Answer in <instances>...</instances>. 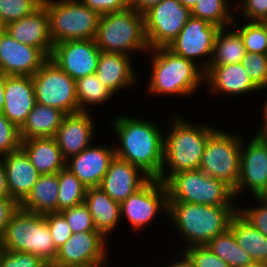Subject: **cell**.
<instances>
[{
	"label": "cell",
	"mask_w": 267,
	"mask_h": 267,
	"mask_svg": "<svg viewBox=\"0 0 267 267\" xmlns=\"http://www.w3.org/2000/svg\"><path fill=\"white\" fill-rule=\"evenodd\" d=\"M125 116L115 115L110 122L120 143L114 145L115 156L157 179L163 165L164 131L150 119Z\"/></svg>",
	"instance_id": "cell-1"
},
{
	"label": "cell",
	"mask_w": 267,
	"mask_h": 267,
	"mask_svg": "<svg viewBox=\"0 0 267 267\" xmlns=\"http://www.w3.org/2000/svg\"><path fill=\"white\" fill-rule=\"evenodd\" d=\"M164 130V157L160 176L166 182L173 174L199 169L208 138L218 129L204 123H190L176 111ZM168 169V171L166 170Z\"/></svg>",
	"instance_id": "cell-2"
},
{
	"label": "cell",
	"mask_w": 267,
	"mask_h": 267,
	"mask_svg": "<svg viewBox=\"0 0 267 267\" xmlns=\"http://www.w3.org/2000/svg\"><path fill=\"white\" fill-rule=\"evenodd\" d=\"M151 75L147 82L150 96H193L205 82V71L195 62L175 54L168 47L149 49ZM202 83V84H201Z\"/></svg>",
	"instance_id": "cell-3"
},
{
	"label": "cell",
	"mask_w": 267,
	"mask_h": 267,
	"mask_svg": "<svg viewBox=\"0 0 267 267\" xmlns=\"http://www.w3.org/2000/svg\"><path fill=\"white\" fill-rule=\"evenodd\" d=\"M238 206H212L182 201H169L168 221L185 240L184 248L206 245L225 232Z\"/></svg>",
	"instance_id": "cell-4"
},
{
	"label": "cell",
	"mask_w": 267,
	"mask_h": 267,
	"mask_svg": "<svg viewBox=\"0 0 267 267\" xmlns=\"http://www.w3.org/2000/svg\"><path fill=\"white\" fill-rule=\"evenodd\" d=\"M95 43L101 52L132 53L148 52L143 14L133 8L100 15ZM146 52V53H145Z\"/></svg>",
	"instance_id": "cell-5"
},
{
	"label": "cell",
	"mask_w": 267,
	"mask_h": 267,
	"mask_svg": "<svg viewBox=\"0 0 267 267\" xmlns=\"http://www.w3.org/2000/svg\"><path fill=\"white\" fill-rule=\"evenodd\" d=\"M0 248L34 254L49 265L54 262L58 250L44 215L30 213L20 208L7 224L0 238Z\"/></svg>",
	"instance_id": "cell-6"
},
{
	"label": "cell",
	"mask_w": 267,
	"mask_h": 267,
	"mask_svg": "<svg viewBox=\"0 0 267 267\" xmlns=\"http://www.w3.org/2000/svg\"><path fill=\"white\" fill-rule=\"evenodd\" d=\"M53 45L67 40L94 39L100 14L79 0H42Z\"/></svg>",
	"instance_id": "cell-7"
},
{
	"label": "cell",
	"mask_w": 267,
	"mask_h": 267,
	"mask_svg": "<svg viewBox=\"0 0 267 267\" xmlns=\"http://www.w3.org/2000/svg\"><path fill=\"white\" fill-rule=\"evenodd\" d=\"M165 185L169 201L212 206H238L233 189L200 169L173 174Z\"/></svg>",
	"instance_id": "cell-8"
},
{
	"label": "cell",
	"mask_w": 267,
	"mask_h": 267,
	"mask_svg": "<svg viewBox=\"0 0 267 267\" xmlns=\"http://www.w3.org/2000/svg\"><path fill=\"white\" fill-rule=\"evenodd\" d=\"M243 135L217 129L207 140L199 169L217 178L233 190L240 175V156Z\"/></svg>",
	"instance_id": "cell-9"
},
{
	"label": "cell",
	"mask_w": 267,
	"mask_h": 267,
	"mask_svg": "<svg viewBox=\"0 0 267 267\" xmlns=\"http://www.w3.org/2000/svg\"><path fill=\"white\" fill-rule=\"evenodd\" d=\"M36 103L65 114L78 112L75 80L48 59L32 76Z\"/></svg>",
	"instance_id": "cell-10"
},
{
	"label": "cell",
	"mask_w": 267,
	"mask_h": 267,
	"mask_svg": "<svg viewBox=\"0 0 267 267\" xmlns=\"http://www.w3.org/2000/svg\"><path fill=\"white\" fill-rule=\"evenodd\" d=\"M168 211L167 187L156 178H151L142 188L120 203L121 217L126 218L132 230L137 232L151 225L158 213L162 212L167 216Z\"/></svg>",
	"instance_id": "cell-11"
},
{
	"label": "cell",
	"mask_w": 267,
	"mask_h": 267,
	"mask_svg": "<svg viewBox=\"0 0 267 267\" xmlns=\"http://www.w3.org/2000/svg\"><path fill=\"white\" fill-rule=\"evenodd\" d=\"M191 17V11L178 0H163L143 13L149 49L167 47Z\"/></svg>",
	"instance_id": "cell-12"
},
{
	"label": "cell",
	"mask_w": 267,
	"mask_h": 267,
	"mask_svg": "<svg viewBox=\"0 0 267 267\" xmlns=\"http://www.w3.org/2000/svg\"><path fill=\"white\" fill-rule=\"evenodd\" d=\"M108 240L99 231L73 233L58 248L56 258L50 266L110 267V261L106 258L109 251Z\"/></svg>",
	"instance_id": "cell-13"
},
{
	"label": "cell",
	"mask_w": 267,
	"mask_h": 267,
	"mask_svg": "<svg viewBox=\"0 0 267 267\" xmlns=\"http://www.w3.org/2000/svg\"><path fill=\"white\" fill-rule=\"evenodd\" d=\"M219 29V26L191 16L178 36L167 47L175 54L195 62L206 71L213 55Z\"/></svg>",
	"instance_id": "cell-14"
},
{
	"label": "cell",
	"mask_w": 267,
	"mask_h": 267,
	"mask_svg": "<svg viewBox=\"0 0 267 267\" xmlns=\"http://www.w3.org/2000/svg\"><path fill=\"white\" fill-rule=\"evenodd\" d=\"M241 144L240 175L233 190L235 198L249 190L253 196H259L267 187V139L253 135L249 141ZM247 143V144H245Z\"/></svg>",
	"instance_id": "cell-15"
},
{
	"label": "cell",
	"mask_w": 267,
	"mask_h": 267,
	"mask_svg": "<svg viewBox=\"0 0 267 267\" xmlns=\"http://www.w3.org/2000/svg\"><path fill=\"white\" fill-rule=\"evenodd\" d=\"M100 53L94 39L67 40L53 45L49 59L77 80L96 72Z\"/></svg>",
	"instance_id": "cell-16"
},
{
	"label": "cell",
	"mask_w": 267,
	"mask_h": 267,
	"mask_svg": "<svg viewBox=\"0 0 267 267\" xmlns=\"http://www.w3.org/2000/svg\"><path fill=\"white\" fill-rule=\"evenodd\" d=\"M49 58L36 47L20 43L4 32L0 37V72L33 76Z\"/></svg>",
	"instance_id": "cell-17"
},
{
	"label": "cell",
	"mask_w": 267,
	"mask_h": 267,
	"mask_svg": "<svg viewBox=\"0 0 267 267\" xmlns=\"http://www.w3.org/2000/svg\"><path fill=\"white\" fill-rule=\"evenodd\" d=\"M91 112L79 111L66 114L54 139L65 161L79 154L93 144L95 121Z\"/></svg>",
	"instance_id": "cell-18"
},
{
	"label": "cell",
	"mask_w": 267,
	"mask_h": 267,
	"mask_svg": "<svg viewBox=\"0 0 267 267\" xmlns=\"http://www.w3.org/2000/svg\"><path fill=\"white\" fill-rule=\"evenodd\" d=\"M151 179L139 167L114 157L99 187L114 201L121 203Z\"/></svg>",
	"instance_id": "cell-19"
},
{
	"label": "cell",
	"mask_w": 267,
	"mask_h": 267,
	"mask_svg": "<svg viewBox=\"0 0 267 267\" xmlns=\"http://www.w3.org/2000/svg\"><path fill=\"white\" fill-rule=\"evenodd\" d=\"M91 145L66 161V167L88 188L99 187L111 160L114 144Z\"/></svg>",
	"instance_id": "cell-20"
},
{
	"label": "cell",
	"mask_w": 267,
	"mask_h": 267,
	"mask_svg": "<svg viewBox=\"0 0 267 267\" xmlns=\"http://www.w3.org/2000/svg\"><path fill=\"white\" fill-rule=\"evenodd\" d=\"M36 104L31 76L5 75L4 116L21 128Z\"/></svg>",
	"instance_id": "cell-21"
},
{
	"label": "cell",
	"mask_w": 267,
	"mask_h": 267,
	"mask_svg": "<svg viewBox=\"0 0 267 267\" xmlns=\"http://www.w3.org/2000/svg\"><path fill=\"white\" fill-rule=\"evenodd\" d=\"M205 85L210 95L240 96L260 91L247 75L241 63L209 66L205 71Z\"/></svg>",
	"instance_id": "cell-22"
},
{
	"label": "cell",
	"mask_w": 267,
	"mask_h": 267,
	"mask_svg": "<svg viewBox=\"0 0 267 267\" xmlns=\"http://www.w3.org/2000/svg\"><path fill=\"white\" fill-rule=\"evenodd\" d=\"M5 32L26 45L39 48L48 58L53 49L49 35V18L41 5L32 14L5 25Z\"/></svg>",
	"instance_id": "cell-23"
},
{
	"label": "cell",
	"mask_w": 267,
	"mask_h": 267,
	"mask_svg": "<svg viewBox=\"0 0 267 267\" xmlns=\"http://www.w3.org/2000/svg\"><path fill=\"white\" fill-rule=\"evenodd\" d=\"M10 197L20 204L40 177L25 151L20 147L2 157Z\"/></svg>",
	"instance_id": "cell-24"
},
{
	"label": "cell",
	"mask_w": 267,
	"mask_h": 267,
	"mask_svg": "<svg viewBox=\"0 0 267 267\" xmlns=\"http://www.w3.org/2000/svg\"><path fill=\"white\" fill-rule=\"evenodd\" d=\"M132 57L127 54L101 52L95 74L115 95L137 84Z\"/></svg>",
	"instance_id": "cell-25"
},
{
	"label": "cell",
	"mask_w": 267,
	"mask_h": 267,
	"mask_svg": "<svg viewBox=\"0 0 267 267\" xmlns=\"http://www.w3.org/2000/svg\"><path fill=\"white\" fill-rule=\"evenodd\" d=\"M84 203L89 209L96 230L108 239L122 223L120 203L114 201L100 187L88 188Z\"/></svg>",
	"instance_id": "cell-26"
},
{
	"label": "cell",
	"mask_w": 267,
	"mask_h": 267,
	"mask_svg": "<svg viewBox=\"0 0 267 267\" xmlns=\"http://www.w3.org/2000/svg\"><path fill=\"white\" fill-rule=\"evenodd\" d=\"M20 147L40 175L58 173L66 166L54 137L21 139Z\"/></svg>",
	"instance_id": "cell-27"
},
{
	"label": "cell",
	"mask_w": 267,
	"mask_h": 267,
	"mask_svg": "<svg viewBox=\"0 0 267 267\" xmlns=\"http://www.w3.org/2000/svg\"><path fill=\"white\" fill-rule=\"evenodd\" d=\"M59 181L58 174L40 175L19 208L36 214L57 212Z\"/></svg>",
	"instance_id": "cell-28"
},
{
	"label": "cell",
	"mask_w": 267,
	"mask_h": 267,
	"mask_svg": "<svg viewBox=\"0 0 267 267\" xmlns=\"http://www.w3.org/2000/svg\"><path fill=\"white\" fill-rule=\"evenodd\" d=\"M65 115L57 108L36 103L19 129L20 138L54 137Z\"/></svg>",
	"instance_id": "cell-29"
},
{
	"label": "cell",
	"mask_w": 267,
	"mask_h": 267,
	"mask_svg": "<svg viewBox=\"0 0 267 267\" xmlns=\"http://www.w3.org/2000/svg\"><path fill=\"white\" fill-rule=\"evenodd\" d=\"M229 229L237 244L251 257L253 262L267 263V237L245 220L238 212L232 217Z\"/></svg>",
	"instance_id": "cell-30"
},
{
	"label": "cell",
	"mask_w": 267,
	"mask_h": 267,
	"mask_svg": "<svg viewBox=\"0 0 267 267\" xmlns=\"http://www.w3.org/2000/svg\"><path fill=\"white\" fill-rule=\"evenodd\" d=\"M227 29V30H226ZM232 31L221 27L215 38L213 55L209 66H221L240 63L246 54V49L239 32L232 26Z\"/></svg>",
	"instance_id": "cell-31"
},
{
	"label": "cell",
	"mask_w": 267,
	"mask_h": 267,
	"mask_svg": "<svg viewBox=\"0 0 267 267\" xmlns=\"http://www.w3.org/2000/svg\"><path fill=\"white\" fill-rule=\"evenodd\" d=\"M75 87L78 112H89L92 105L98 106L105 104L109 100L111 101L112 97L115 95L99 80L95 73L75 80Z\"/></svg>",
	"instance_id": "cell-32"
},
{
	"label": "cell",
	"mask_w": 267,
	"mask_h": 267,
	"mask_svg": "<svg viewBox=\"0 0 267 267\" xmlns=\"http://www.w3.org/2000/svg\"><path fill=\"white\" fill-rule=\"evenodd\" d=\"M206 246L230 267H246L253 262L250 255L237 244L229 228L215 236Z\"/></svg>",
	"instance_id": "cell-33"
},
{
	"label": "cell",
	"mask_w": 267,
	"mask_h": 267,
	"mask_svg": "<svg viewBox=\"0 0 267 267\" xmlns=\"http://www.w3.org/2000/svg\"><path fill=\"white\" fill-rule=\"evenodd\" d=\"M57 174L59 181L57 212L82 204L85 200L88 187L66 166Z\"/></svg>",
	"instance_id": "cell-34"
},
{
	"label": "cell",
	"mask_w": 267,
	"mask_h": 267,
	"mask_svg": "<svg viewBox=\"0 0 267 267\" xmlns=\"http://www.w3.org/2000/svg\"><path fill=\"white\" fill-rule=\"evenodd\" d=\"M228 0H197V3L191 10V16L202 19L210 24L221 27H231L235 16L234 10L229 6Z\"/></svg>",
	"instance_id": "cell-35"
},
{
	"label": "cell",
	"mask_w": 267,
	"mask_h": 267,
	"mask_svg": "<svg viewBox=\"0 0 267 267\" xmlns=\"http://www.w3.org/2000/svg\"><path fill=\"white\" fill-rule=\"evenodd\" d=\"M236 20L231 26L239 32L246 52L267 54V22L246 21L240 27Z\"/></svg>",
	"instance_id": "cell-36"
},
{
	"label": "cell",
	"mask_w": 267,
	"mask_h": 267,
	"mask_svg": "<svg viewBox=\"0 0 267 267\" xmlns=\"http://www.w3.org/2000/svg\"><path fill=\"white\" fill-rule=\"evenodd\" d=\"M42 5V0H0V22L7 25L32 14Z\"/></svg>",
	"instance_id": "cell-37"
},
{
	"label": "cell",
	"mask_w": 267,
	"mask_h": 267,
	"mask_svg": "<svg viewBox=\"0 0 267 267\" xmlns=\"http://www.w3.org/2000/svg\"><path fill=\"white\" fill-rule=\"evenodd\" d=\"M240 63L252 82L264 90L267 86V54L246 52Z\"/></svg>",
	"instance_id": "cell-38"
},
{
	"label": "cell",
	"mask_w": 267,
	"mask_h": 267,
	"mask_svg": "<svg viewBox=\"0 0 267 267\" xmlns=\"http://www.w3.org/2000/svg\"><path fill=\"white\" fill-rule=\"evenodd\" d=\"M60 213L65 217L73 233L97 231L89 209L84 202Z\"/></svg>",
	"instance_id": "cell-39"
},
{
	"label": "cell",
	"mask_w": 267,
	"mask_h": 267,
	"mask_svg": "<svg viewBox=\"0 0 267 267\" xmlns=\"http://www.w3.org/2000/svg\"><path fill=\"white\" fill-rule=\"evenodd\" d=\"M42 258L31 253L14 252L0 248V267H49Z\"/></svg>",
	"instance_id": "cell-40"
},
{
	"label": "cell",
	"mask_w": 267,
	"mask_h": 267,
	"mask_svg": "<svg viewBox=\"0 0 267 267\" xmlns=\"http://www.w3.org/2000/svg\"><path fill=\"white\" fill-rule=\"evenodd\" d=\"M21 146L19 128L0 113V157L16 151Z\"/></svg>",
	"instance_id": "cell-41"
},
{
	"label": "cell",
	"mask_w": 267,
	"mask_h": 267,
	"mask_svg": "<svg viewBox=\"0 0 267 267\" xmlns=\"http://www.w3.org/2000/svg\"><path fill=\"white\" fill-rule=\"evenodd\" d=\"M256 199L255 203L259 202L254 207L238 206L237 212L247 220L257 230L262 232L267 237V201L259 196H252Z\"/></svg>",
	"instance_id": "cell-42"
},
{
	"label": "cell",
	"mask_w": 267,
	"mask_h": 267,
	"mask_svg": "<svg viewBox=\"0 0 267 267\" xmlns=\"http://www.w3.org/2000/svg\"><path fill=\"white\" fill-rule=\"evenodd\" d=\"M182 251L190 258L195 267H230L206 245L190 246Z\"/></svg>",
	"instance_id": "cell-43"
},
{
	"label": "cell",
	"mask_w": 267,
	"mask_h": 267,
	"mask_svg": "<svg viewBox=\"0 0 267 267\" xmlns=\"http://www.w3.org/2000/svg\"><path fill=\"white\" fill-rule=\"evenodd\" d=\"M44 217L50 229L54 245L58 249L71 237L73 232L60 212L46 213Z\"/></svg>",
	"instance_id": "cell-44"
},
{
	"label": "cell",
	"mask_w": 267,
	"mask_h": 267,
	"mask_svg": "<svg viewBox=\"0 0 267 267\" xmlns=\"http://www.w3.org/2000/svg\"><path fill=\"white\" fill-rule=\"evenodd\" d=\"M236 3L233 8L237 13L241 11L242 20L267 22V0H240Z\"/></svg>",
	"instance_id": "cell-45"
},
{
	"label": "cell",
	"mask_w": 267,
	"mask_h": 267,
	"mask_svg": "<svg viewBox=\"0 0 267 267\" xmlns=\"http://www.w3.org/2000/svg\"><path fill=\"white\" fill-rule=\"evenodd\" d=\"M100 15L119 12L129 8V0H79Z\"/></svg>",
	"instance_id": "cell-46"
},
{
	"label": "cell",
	"mask_w": 267,
	"mask_h": 267,
	"mask_svg": "<svg viewBox=\"0 0 267 267\" xmlns=\"http://www.w3.org/2000/svg\"><path fill=\"white\" fill-rule=\"evenodd\" d=\"M18 208L19 204L12 198H0V238L4 234L12 215Z\"/></svg>",
	"instance_id": "cell-47"
},
{
	"label": "cell",
	"mask_w": 267,
	"mask_h": 267,
	"mask_svg": "<svg viewBox=\"0 0 267 267\" xmlns=\"http://www.w3.org/2000/svg\"><path fill=\"white\" fill-rule=\"evenodd\" d=\"M163 0H129L130 8H133L137 12L143 14L149 8L160 3Z\"/></svg>",
	"instance_id": "cell-48"
},
{
	"label": "cell",
	"mask_w": 267,
	"mask_h": 267,
	"mask_svg": "<svg viewBox=\"0 0 267 267\" xmlns=\"http://www.w3.org/2000/svg\"><path fill=\"white\" fill-rule=\"evenodd\" d=\"M0 198H11L7 186L6 171L2 157H0Z\"/></svg>",
	"instance_id": "cell-49"
},
{
	"label": "cell",
	"mask_w": 267,
	"mask_h": 267,
	"mask_svg": "<svg viewBox=\"0 0 267 267\" xmlns=\"http://www.w3.org/2000/svg\"><path fill=\"white\" fill-rule=\"evenodd\" d=\"M263 109L261 111H263V122L262 125L258 126V129L255 132V135H257L260 138H264L267 139V101L264 102V105H262Z\"/></svg>",
	"instance_id": "cell-50"
},
{
	"label": "cell",
	"mask_w": 267,
	"mask_h": 267,
	"mask_svg": "<svg viewBox=\"0 0 267 267\" xmlns=\"http://www.w3.org/2000/svg\"><path fill=\"white\" fill-rule=\"evenodd\" d=\"M182 254H180L181 259H176L173 262H170L167 264V267H195L194 263L190 260V258L183 252L181 251ZM164 266V267H166Z\"/></svg>",
	"instance_id": "cell-51"
},
{
	"label": "cell",
	"mask_w": 267,
	"mask_h": 267,
	"mask_svg": "<svg viewBox=\"0 0 267 267\" xmlns=\"http://www.w3.org/2000/svg\"><path fill=\"white\" fill-rule=\"evenodd\" d=\"M5 74L0 72V113L4 110Z\"/></svg>",
	"instance_id": "cell-52"
},
{
	"label": "cell",
	"mask_w": 267,
	"mask_h": 267,
	"mask_svg": "<svg viewBox=\"0 0 267 267\" xmlns=\"http://www.w3.org/2000/svg\"><path fill=\"white\" fill-rule=\"evenodd\" d=\"M183 6L188 8L190 11L197 3V0H178Z\"/></svg>",
	"instance_id": "cell-53"
},
{
	"label": "cell",
	"mask_w": 267,
	"mask_h": 267,
	"mask_svg": "<svg viewBox=\"0 0 267 267\" xmlns=\"http://www.w3.org/2000/svg\"><path fill=\"white\" fill-rule=\"evenodd\" d=\"M246 267H267V263L266 262L255 261V262H252L250 265H248Z\"/></svg>",
	"instance_id": "cell-54"
},
{
	"label": "cell",
	"mask_w": 267,
	"mask_h": 267,
	"mask_svg": "<svg viewBox=\"0 0 267 267\" xmlns=\"http://www.w3.org/2000/svg\"><path fill=\"white\" fill-rule=\"evenodd\" d=\"M259 197H261L262 199L267 201V187L265 188V190L259 195Z\"/></svg>",
	"instance_id": "cell-55"
},
{
	"label": "cell",
	"mask_w": 267,
	"mask_h": 267,
	"mask_svg": "<svg viewBox=\"0 0 267 267\" xmlns=\"http://www.w3.org/2000/svg\"><path fill=\"white\" fill-rule=\"evenodd\" d=\"M5 32V25L0 22V37Z\"/></svg>",
	"instance_id": "cell-56"
}]
</instances>
